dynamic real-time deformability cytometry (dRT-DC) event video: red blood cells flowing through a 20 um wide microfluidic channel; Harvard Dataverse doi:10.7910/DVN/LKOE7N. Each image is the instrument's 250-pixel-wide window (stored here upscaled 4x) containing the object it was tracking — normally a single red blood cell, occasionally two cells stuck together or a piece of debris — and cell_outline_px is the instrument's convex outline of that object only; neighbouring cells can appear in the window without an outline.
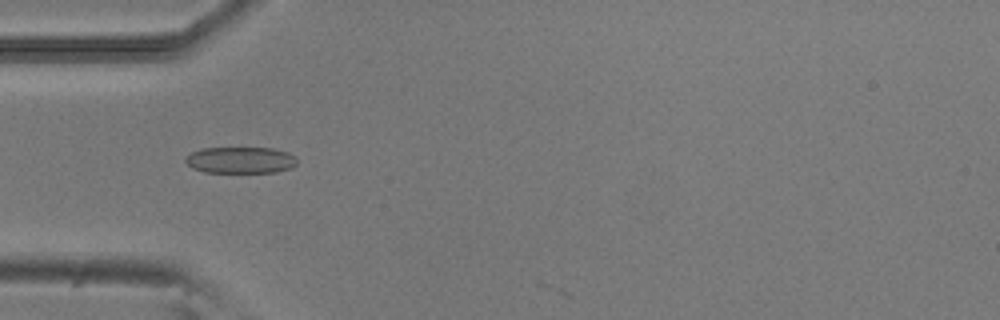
{"species": "common noctule bat (a hibernating species)", "species_latin": "Nyctalus noctula", "temperature_condition": "room temperature", "stored_images_in_passage": 9, "camera_frame_rate_fps": 3000, "um_per_image_px": 0.085, "animal": {"sex": "male", "body_mass_g": 20.5, "forearm_length_mm": 52.5}, "frame": {"image": 1, "passage_image": 7, "time_ms": 2.0, "image_size_px": [1000, 320], "cell_outline_px": [[296, 164], [292, 168], [276, 172], [204, 172], [192, 168], [184, 160], [184, 156], [200, 148], [272, 148], [288, 152], [296, 156]], "centroid_in_image_um": [20.44, 13.6], "position_along_channel_um": 64.6, "area_um2": 17.34}}